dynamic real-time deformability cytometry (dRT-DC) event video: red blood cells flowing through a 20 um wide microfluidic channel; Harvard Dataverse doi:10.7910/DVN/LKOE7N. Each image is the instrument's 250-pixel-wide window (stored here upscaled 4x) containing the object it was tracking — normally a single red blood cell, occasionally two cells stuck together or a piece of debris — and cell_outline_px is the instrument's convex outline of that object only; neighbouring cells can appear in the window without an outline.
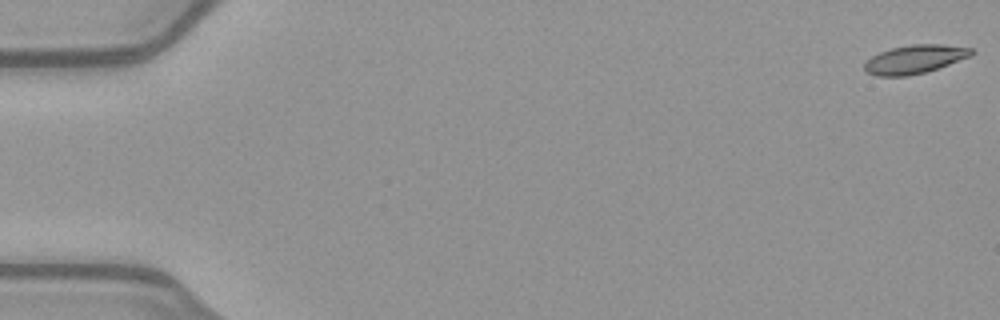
{"species": "common noctule bat (a hibernating species)", "species_latin": "Nyctalus noctula", "temperature_condition": "warm", "stored_images_in_passage": 7, "camera_frame_rate_fps": 3000, "um_per_image_px": 0.085, "animal": {"sex": "female", "body_mass_g": 21.9}, "frame": {"image": 1, "passage_image": 1, "time_ms": 0.0, "image_size_px": [1000, 320], "cell_outline_px": [[976, 52], [972, 56], [924, 72], [908, 76], [876, 76], [868, 72], [864, 68], [864, 64], [872, 56], [880, 52], [892, 48], [912, 44], [944, 44], [972, 48]], "centroid_in_image_um": [77.79, 5.02], "position_along_channel_um": 7.2, "area_um2": 17.69}}